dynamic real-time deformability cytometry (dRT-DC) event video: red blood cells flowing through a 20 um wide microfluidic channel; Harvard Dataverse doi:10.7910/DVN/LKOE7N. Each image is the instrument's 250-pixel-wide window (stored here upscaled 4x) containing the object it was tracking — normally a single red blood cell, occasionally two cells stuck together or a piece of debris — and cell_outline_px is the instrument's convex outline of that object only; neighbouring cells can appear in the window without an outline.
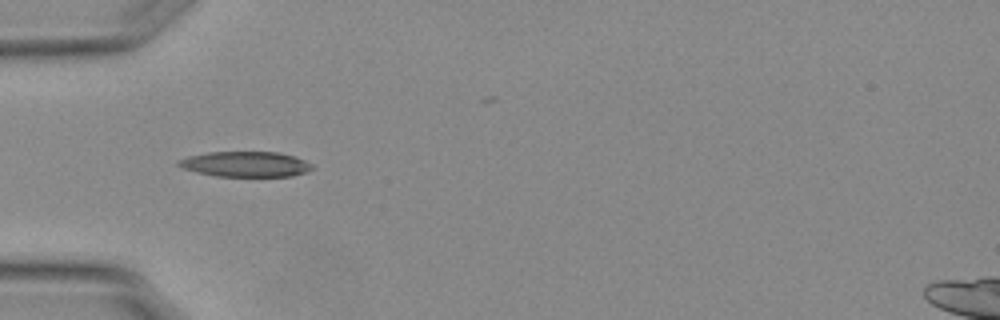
{"species": "Egyptian fruit bat (a non-hibernating species)", "species_latin": "Rousettus aegyptiacus", "temperature_condition": "warm", "stored_images_in_passage": 27, "camera_frame_rate_fps": 3000, "um_per_image_px": 0.085, "animal": {"sex": "female"}, "frame": {"image": 1, "passage_image": 5, "time_ms": 1.333, "image_size_px": [1000, 320], "cell_outline_px": [[312, 168], [308, 172], [292, 176], [216, 176], [196, 172], [184, 168], [176, 164], [176, 160], [188, 156], [208, 152], [280, 152], [296, 156], [312, 164]], "centroid_in_image_um": [20.88, 13.95], "position_along_channel_um": 64.1, "area_um2": 19.83}}
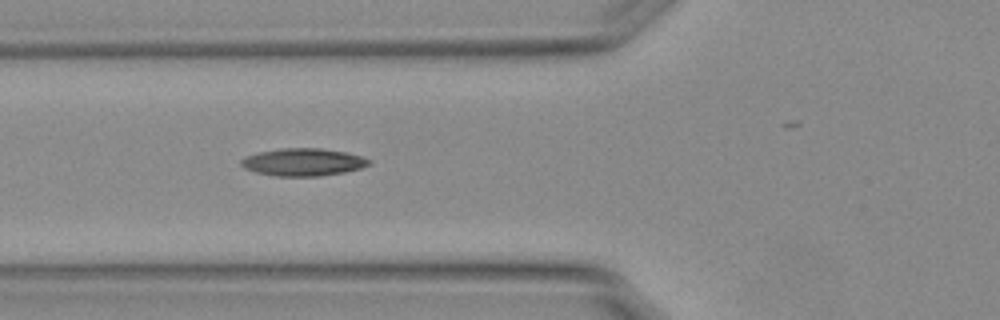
{"frame": {"image": 2, "passage_image": 8, "time_ms": 2.333, "image_size_px": [1000, 320], "cell_outline_px": [[372, 164], [360, 168], [344, 172], [320, 176], [276, 176], [256, 172], [244, 168], [240, 164], [240, 160], [248, 156], [260, 152], [280, 148], [320, 148], [344, 152], [364, 156], [372, 160]], "centroid_in_image_um": [25.81, 13.78], "position_along_channel_um": 100.0, "area_um2": 20.52}}
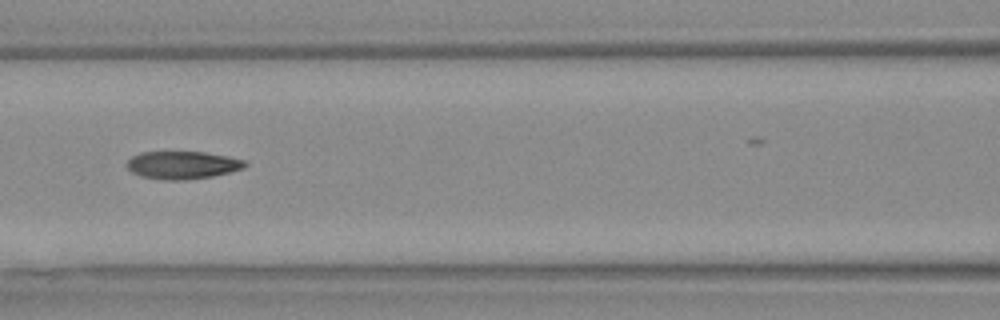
{"frame": {"image": 3, "passage_image": 12, "time_ms": 3.667, "image_size_px": [1000, 320], "cell_outline_px": [[248, 164], [244, 168], [212, 176], [184, 180], [168, 180], [140, 176], [132, 172], [128, 168], [128, 160], [132, 156], [140, 152], [204, 152], [228, 156], [244, 160]], "centroid_in_image_um": [15.52, 14.02], "position_along_channel_um": 151.1, "area_um2": 18.96}}